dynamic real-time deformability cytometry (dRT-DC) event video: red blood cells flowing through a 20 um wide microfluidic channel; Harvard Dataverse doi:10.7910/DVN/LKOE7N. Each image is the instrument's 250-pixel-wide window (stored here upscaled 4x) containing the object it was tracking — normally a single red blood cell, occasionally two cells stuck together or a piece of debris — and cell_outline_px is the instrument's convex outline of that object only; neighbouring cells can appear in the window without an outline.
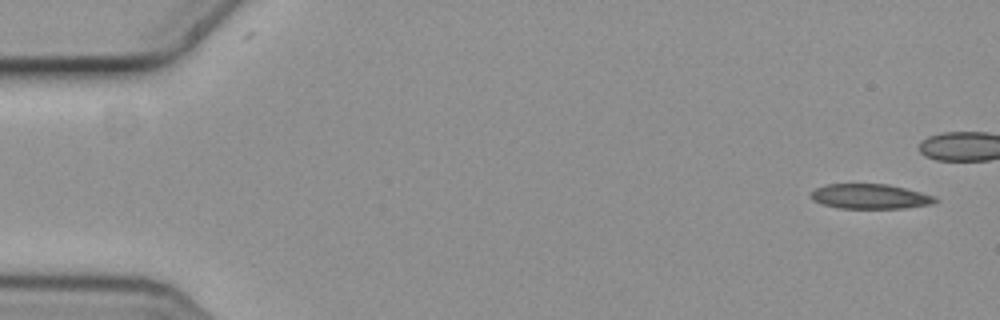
{"species": "common noctule bat (a hibernating species)", "species_latin": "Nyctalus noctula", "temperature_condition": "cold", "stored_images_in_passage": 6, "camera_frame_rate_fps": 3000, "um_per_image_px": 0.085, "animal": {"sex": "female", "body_mass_g": 19.3, "forearm_length_mm": 54.1}, "frame": {"image": 1, "passage_image": 1, "time_ms": 0.0, "image_size_px": [1000, 320], "cell_outline_px": [[940, 200], [932, 204], [904, 208], [840, 208], [824, 204], [812, 200], [812, 192], [816, 188], [828, 184], [888, 184], [936, 196]], "centroid_in_image_um": [74.01, 16.7], "position_along_channel_um": 11.0, "area_um2": 17.86}}
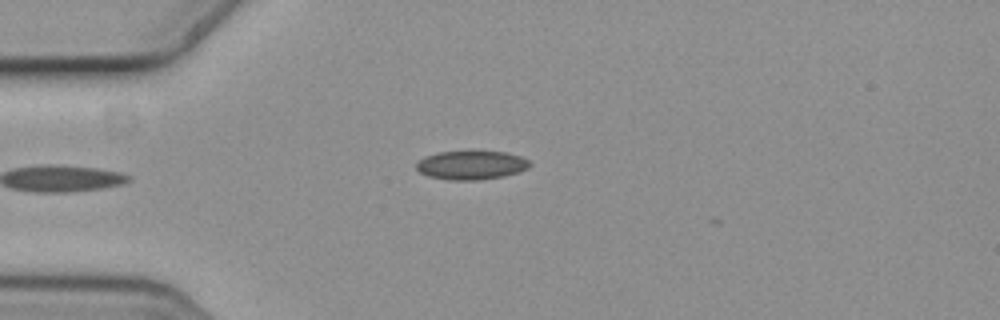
{"frame": {"image": 2, "passage_image": 5, "time_ms": 1.333, "image_size_px": [1000, 320], "cell_outline_px": [[532, 164], [528, 168], [504, 176], [476, 180], [452, 180], [428, 176], [420, 172], [416, 168], [416, 164], [424, 156], [440, 152], [476, 148], [504, 152], [520, 156], [528, 160]], "centroid_in_image_um": [40.06, 13.98], "position_along_channel_um": 44.9, "area_um2": 19.65}}